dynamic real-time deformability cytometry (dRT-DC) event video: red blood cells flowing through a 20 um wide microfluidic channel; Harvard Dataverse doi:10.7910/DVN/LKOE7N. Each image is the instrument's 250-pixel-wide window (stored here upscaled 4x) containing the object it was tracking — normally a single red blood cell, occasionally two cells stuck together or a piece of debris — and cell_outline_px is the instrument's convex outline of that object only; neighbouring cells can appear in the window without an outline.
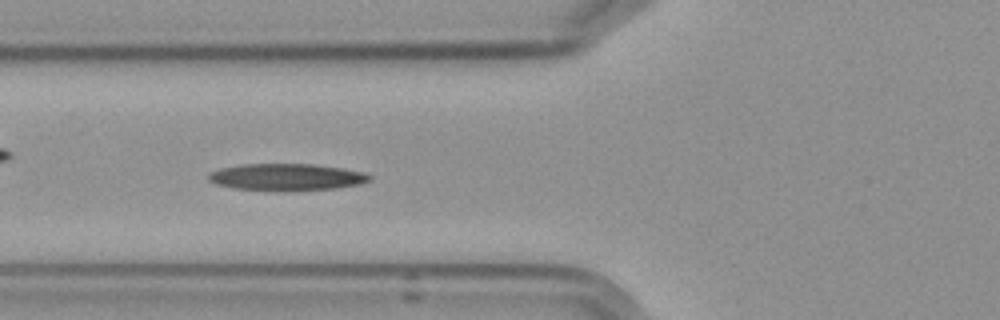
{"species": "Egyptian fruit bat (a non-hibernating species)", "species_latin": "Rousettus aegyptiacus", "temperature_condition": "cold", "stored_images_in_passage": 11, "camera_frame_rate_fps": 3000, "um_per_image_px": 0.085, "frame": {"image": 1, "passage_image": 7, "time_ms": 7.667, "image_size_px": [1000, 320], "cell_outline_px": [[372, 180], [360, 184], [336, 188], [288, 192], [232, 188], [216, 184], [208, 180], [208, 176], [212, 172], [220, 168], [244, 164], [312, 164], [340, 168], [364, 172], [372, 176]], "centroid_in_image_um": [24.38, 15.07], "position_along_channel_um": 101.4, "area_um2": 25.49}}
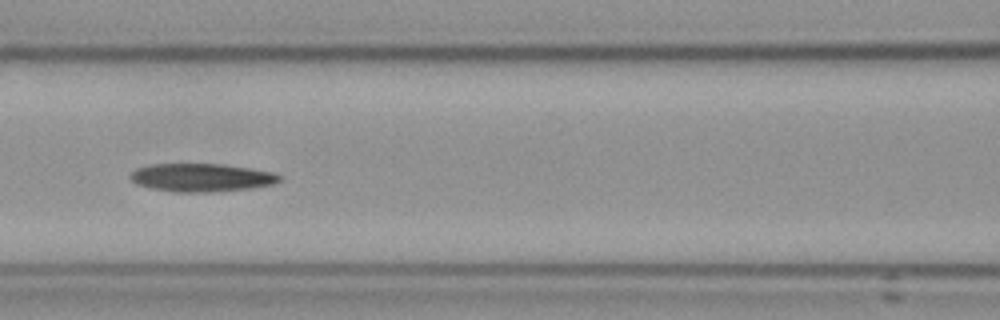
{"frame": {"image": 2, "passage_image": 8, "time_ms": 9.0, "image_size_px": [1000, 320], "cell_outline_px": [[284, 176], [280, 180], [272, 184], [252, 188], [212, 192], [176, 192], [148, 188], [136, 184], [128, 176], [136, 168], [152, 164], [220, 164], [252, 168], [272, 172]], "centroid_in_image_um": [17.12, 15.09], "position_along_channel_um": 149.5, "area_um2": 24.62}}
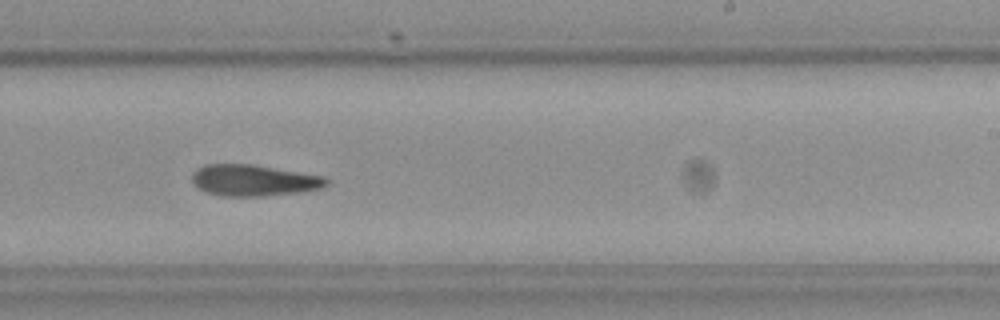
{"frame": {"image": 3, "passage_image": 11, "time_ms": 12.333, "image_size_px": [1000, 320], "cell_outline_px": [[328, 184], [320, 188], [304, 192], [264, 196], [220, 196], [208, 192], [192, 184], [192, 172], [196, 168], [204, 164], [252, 164], [324, 176], [328, 180]], "centroid_in_image_um": [21.55, 15.33], "position_along_channel_um": 267.4, "area_um2": 24.68}}